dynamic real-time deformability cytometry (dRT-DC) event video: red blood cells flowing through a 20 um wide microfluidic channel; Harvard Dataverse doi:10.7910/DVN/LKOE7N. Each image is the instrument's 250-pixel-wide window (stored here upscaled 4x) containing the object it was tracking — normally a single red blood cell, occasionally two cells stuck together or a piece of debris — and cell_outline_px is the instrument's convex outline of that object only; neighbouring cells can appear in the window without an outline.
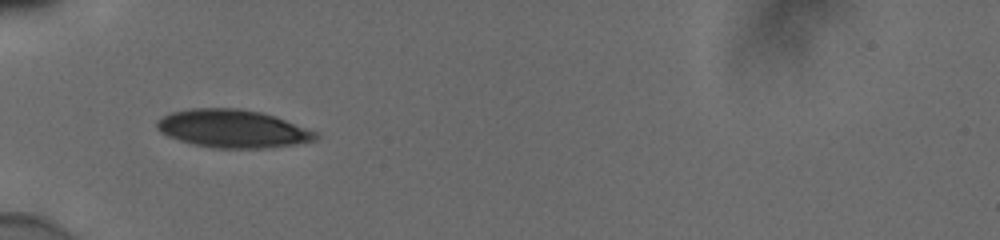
{"species": "human", "species_latin": "Homo sapiens", "temperature_condition": "cold", "stored_images_in_passage": 36, "camera_frame_rate_fps": 3000, "um_per_image_px": 0.085, "donor": {"sex": "male"}, "frame": {"image": 1, "passage_image": 1, "time_ms": 0.0, "image_size_px": [1000, 240], "cell_outline_px": [[320, 136], [316, 140], [292, 144], [264, 148], [212, 148], [180, 140], [168, 136], [160, 132], [156, 128], [156, 120], [172, 112], [192, 108], [240, 108], [260, 112], [276, 116], [316, 132]], "centroid_in_image_um": [19.76, 10.93], "position_along_channel_um": 65.2, "area_um2": 34.97}}
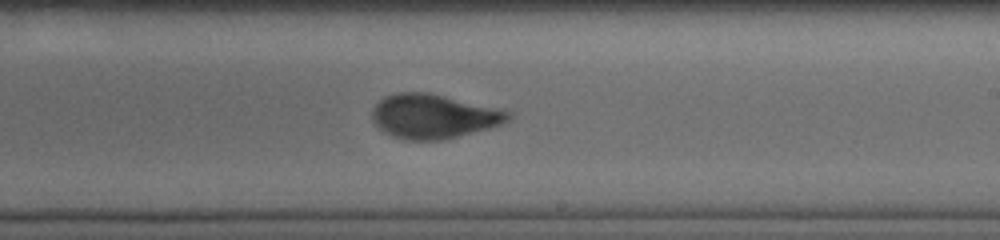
{"frame": {"image": 2, "passage_image": 16, "time_ms": 5.0, "image_size_px": [1000, 240], "cell_outline_px": [[512, 116], [508, 120], [500, 124], [488, 128], [444, 140], [404, 140], [392, 136], [384, 132], [372, 120], [372, 108], [384, 96], [400, 92], [428, 92], [496, 108], [512, 112]], "centroid_in_image_um": [36.82, 9.89], "position_along_channel_um": 252.2, "area_um2": 34.91}}
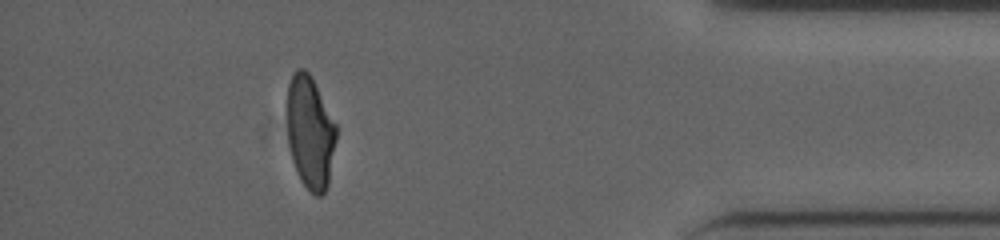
{"frame": {"image": 3, "passage_image": 31, "time_ms": 10.0, "image_size_px": [1000, 240], "cell_outline_px": [[336, 140], [328, 184], [324, 192], [320, 196], [316, 196], [300, 180], [296, 172], [292, 160], [288, 140], [288, 84], [296, 68], [304, 68], [312, 76], [336, 124]], "centroid_in_image_um": [26.37, 11.23], "position_along_channel_um": 408.8, "area_um2": 32.19}, "authors_computed_cell_mechanics": {"area_um2": 34.7378, "velocity_mm_per_s": 3.8783, "shape_relaxation_time_tau1_ms": 3.9119, "shape_relaxation_time_tau2_ms": null, "deformation_change_tau1": 0.1611, "deformation_change_tau2": null}}